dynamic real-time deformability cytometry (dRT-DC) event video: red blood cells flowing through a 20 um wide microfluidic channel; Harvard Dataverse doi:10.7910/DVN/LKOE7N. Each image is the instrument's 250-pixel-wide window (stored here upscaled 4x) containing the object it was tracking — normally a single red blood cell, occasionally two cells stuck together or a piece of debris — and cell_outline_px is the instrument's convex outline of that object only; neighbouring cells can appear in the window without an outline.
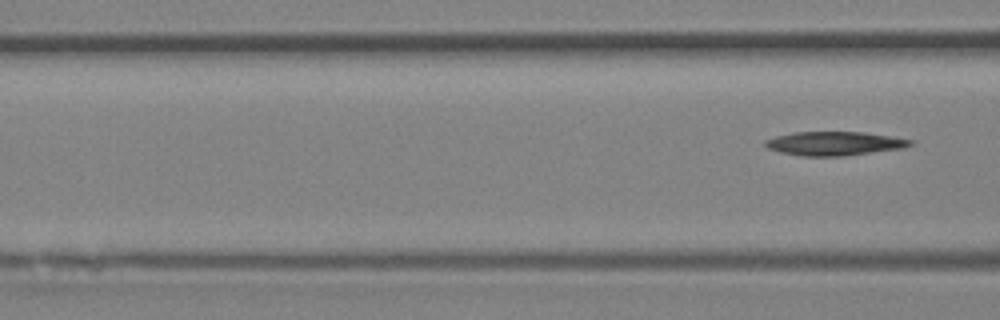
{"species": "Egyptian fruit bat (a non-hibernating species)", "species_latin": "Rousettus aegyptiacus", "temperature_condition": "room temperature", "stored_images_in_passage": 3, "segment_of_instrument_passage": [2, 2], "camera_frame_rate_fps": 3000, "um_per_image_px": 0.085, "animal": {"sex": "female"}, "frame": {"image": 1, "passage_image": 3, "time_ms": 0.667, "image_size_px": [1000, 320], "cell_outline_px": [[912, 144], [904, 148], [844, 156], [800, 156], [780, 152], [768, 148], [764, 144], [764, 140], [776, 136], [796, 132], [864, 132], [912, 140]], "centroid_in_image_um": [70.89, 12.2], "position_along_channel_um": 95.7, "area_um2": 20.06}}